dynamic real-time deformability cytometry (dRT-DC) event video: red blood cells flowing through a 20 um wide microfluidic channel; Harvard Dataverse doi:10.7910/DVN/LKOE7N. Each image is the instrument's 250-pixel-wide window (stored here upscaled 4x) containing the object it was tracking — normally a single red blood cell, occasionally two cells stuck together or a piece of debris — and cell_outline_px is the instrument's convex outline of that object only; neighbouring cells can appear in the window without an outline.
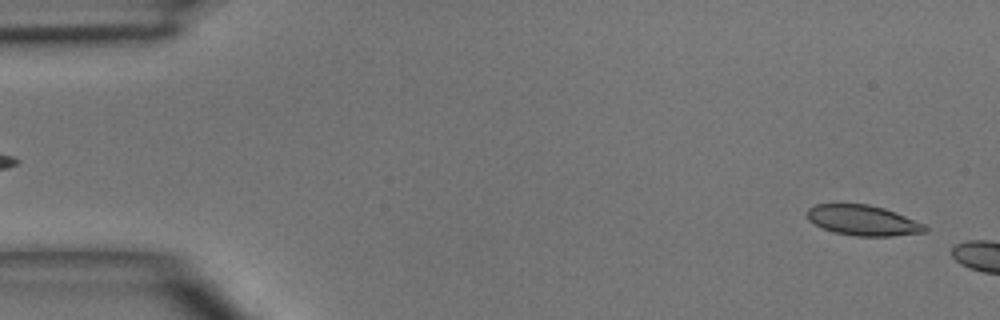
{"species": "common noctule bat (a hibernating species)", "species_latin": "Nyctalus noctula", "temperature_condition": "room temperature", "stored_images_in_passage": 4, "segment_of_instrument_passage": [2, 2], "camera_frame_rate_fps": 3000, "um_per_image_px": 0.085, "animal": {"sex": "male", "body_mass_g": 15.6}, "frame": {"image": 1, "passage_image": 4, "time_ms": 3.667, "image_size_px": [1000, 320], "cell_outline_px": [[928, 232], [892, 236], [856, 236], [832, 232], [808, 220], [808, 208], [816, 204], [868, 204], [884, 208], [896, 212], [924, 224], [928, 228]], "centroid_in_image_um": [73.38, 18.73], "position_along_channel_um": 11.6, "area_um2": 20.81}}